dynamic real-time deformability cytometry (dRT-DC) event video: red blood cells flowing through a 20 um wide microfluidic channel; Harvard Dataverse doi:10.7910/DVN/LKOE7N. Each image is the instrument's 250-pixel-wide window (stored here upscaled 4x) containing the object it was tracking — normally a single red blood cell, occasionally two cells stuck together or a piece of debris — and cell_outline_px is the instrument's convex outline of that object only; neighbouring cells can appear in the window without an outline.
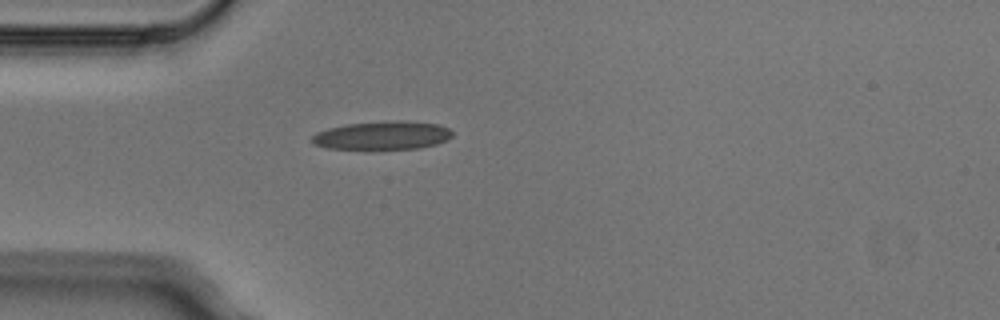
{"species": "Egyptian fruit bat (a non-hibernating species)", "species_latin": "Rousettus aegyptiacus", "temperature_condition": "cold", "stored_images_in_passage": 1, "camera_frame_rate_fps": 3000, "um_per_image_px": 0.085, "animal": {"sex": "male"}, "frame": {"image": 1, "passage_image": 1, "time_ms": 0.0, "image_size_px": [1000, 320], "cell_outline_px": [[452, 136], [436, 144], [416, 148], [372, 152], [368, 152], [328, 148], [312, 144], [312, 136], [316, 132], [328, 128], [348, 124], [400, 120], [440, 124], [448, 128], [452, 132]], "centroid_in_image_um": [32.44, 11.56], "position_along_channel_um": 52.6, "area_um2": 24.1}}